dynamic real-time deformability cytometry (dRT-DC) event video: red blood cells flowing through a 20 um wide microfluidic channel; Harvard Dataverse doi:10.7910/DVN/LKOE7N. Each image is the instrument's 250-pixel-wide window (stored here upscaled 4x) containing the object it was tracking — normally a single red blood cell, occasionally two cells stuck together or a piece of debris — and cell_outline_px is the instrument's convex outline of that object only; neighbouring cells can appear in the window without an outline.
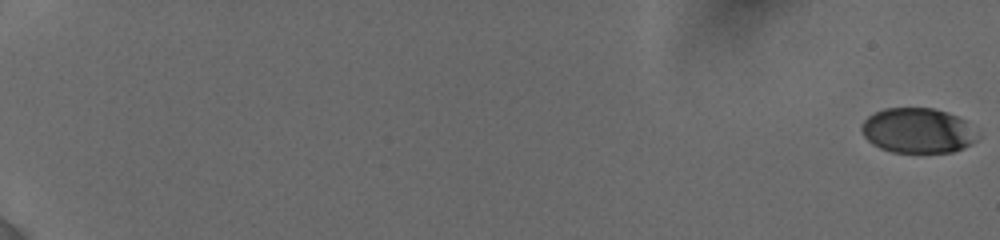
{"species": "human", "species_latin": "Homo sapiens", "temperature_condition": "cold", "stored_images_in_passage": 74, "camera_frame_rate_fps": 3000, "um_per_image_px": 0.085, "donor": {"sex": "female"}, "frame": {"image": 1, "passage_image": 1, "time_ms": 0.0, "image_size_px": [1000, 240], "cell_outline_px": [[980, 136], [972, 144], [964, 148], [952, 152], [892, 152], [880, 148], [872, 144], [864, 136], [860, 128], [860, 124], [868, 116], [884, 108], [936, 108], [948, 112], [964, 120]], "centroid_in_image_um": [78.0, 11.1], "position_along_channel_um": 7.0, "area_um2": 30.58}}
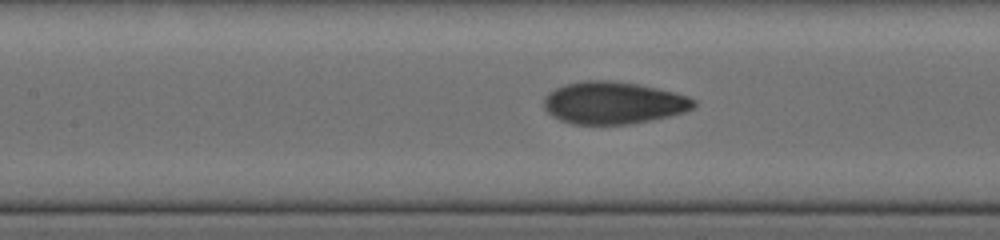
{"frame": {"image": 2, "passage_image": 38, "time_ms": 10.0, "image_size_px": [1000, 240], "cell_outline_px": [[696, 104], [692, 108], [684, 112], [668, 116], [628, 124], [572, 124], [560, 120], [552, 116], [544, 108], [544, 96], [548, 92], [564, 84], [584, 80], [612, 80], [636, 84], [676, 92], [688, 96], [696, 100]], "centroid_in_image_um": [52.11, 8.73], "position_along_channel_um": 155.3, "area_um2": 36.93}}
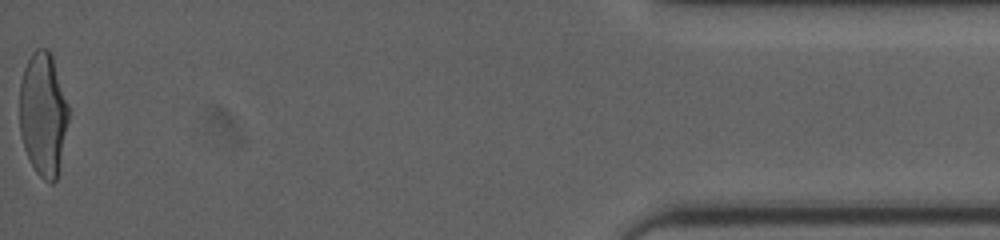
{"frame": {"image": 3, "passage_image": 74, "time_ms": 19.0, "image_size_px": [1000, 240], "cell_outline_px": [[68, 120], [60, 164], [56, 180], [52, 184], [44, 180], [36, 172], [24, 148], [20, 136], [20, 84], [24, 68], [32, 52], [36, 48], [48, 48], [52, 56], [68, 104]], "centroid_in_image_um": [3.66, 9.7], "position_along_channel_um": 431.5, "area_um2": 35.08}, "authors_computed_cell_mechanics": {"area_um2": 34.969, "velocity_mm_per_s": 3.8561, "shape_relaxation_time_tau1_ms": 4.9576, "shape_relaxation_time_tau2_ms": 0.9066, "deformation_change_tau1": 0.1924, "deformation_change_tau2": 0.0594}}